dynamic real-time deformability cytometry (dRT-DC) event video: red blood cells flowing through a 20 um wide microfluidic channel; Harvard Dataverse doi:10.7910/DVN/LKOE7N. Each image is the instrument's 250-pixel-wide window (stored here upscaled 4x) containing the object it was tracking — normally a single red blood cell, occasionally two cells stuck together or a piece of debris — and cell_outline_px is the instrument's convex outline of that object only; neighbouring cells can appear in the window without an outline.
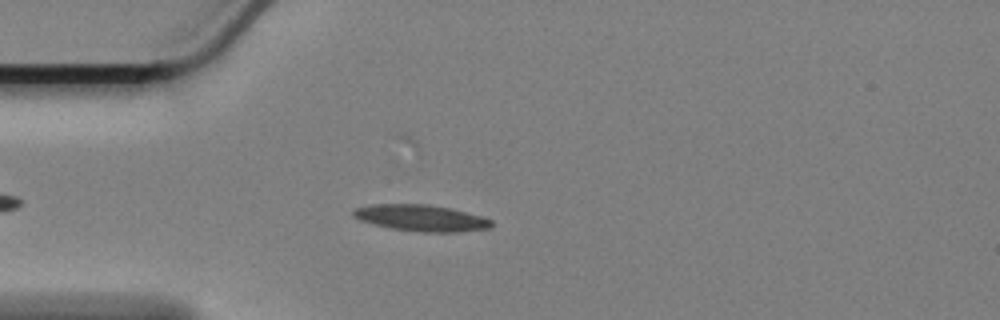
{"species": "Egyptian fruit bat (a non-hibernating species)", "species_latin": "Rousettus aegyptiacus", "temperature_condition": "cold", "stored_images_in_passage": 12, "camera_frame_rate_fps": 3000, "um_per_image_px": 0.085, "animal": {"sex": "female"}, "frame": {"image": 1, "passage_image": 8, "time_ms": 2.333, "image_size_px": [1000, 320], "cell_outline_px": [[492, 224], [488, 228], [460, 232], [420, 232], [392, 228], [372, 224], [360, 220], [352, 216], [352, 212], [356, 208], [376, 204], [424, 204], [448, 208], [480, 216], [492, 220]], "centroid_in_image_um": [35.76, 18.54], "position_along_channel_um": 49.2, "area_um2": 20.92}}